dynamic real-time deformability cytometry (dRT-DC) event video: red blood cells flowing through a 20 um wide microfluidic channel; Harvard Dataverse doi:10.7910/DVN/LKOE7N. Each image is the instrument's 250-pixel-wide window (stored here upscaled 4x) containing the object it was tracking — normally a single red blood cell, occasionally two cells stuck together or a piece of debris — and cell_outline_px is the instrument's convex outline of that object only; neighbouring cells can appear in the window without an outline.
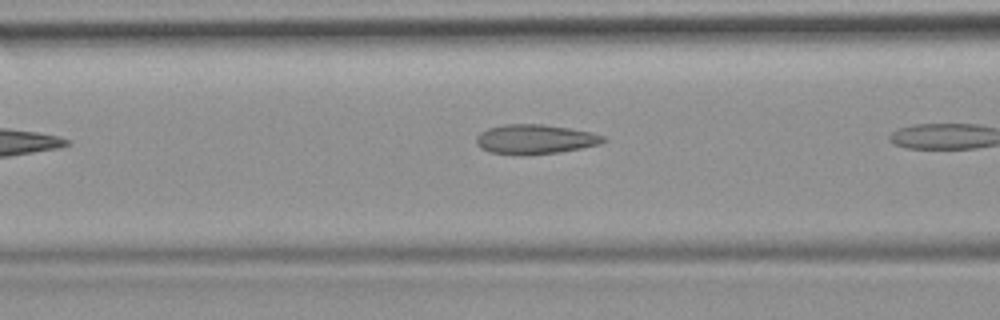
{"species": "common noctule bat (a hibernating species)", "species_latin": "Nyctalus noctula", "temperature_condition": "room temperature", "stored_images_in_passage": 6, "camera_frame_rate_fps": 3000, "um_per_image_px": 0.085, "animal": {"sex": "female", "body_mass_g": 19.9}, "frame": {"image": 1, "passage_image": 5, "time_ms": 4.667, "image_size_px": [1000, 320], "cell_outline_px": [[608, 140], [600, 144], [560, 152], [492, 152], [480, 148], [476, 144], [476, 136], [480, 132], [488, 128], [504, 124], [544, 124], [592, 132], [604, 136]], "centroid_in_image_um": [45.51, 11.78], "position_along_channel_um": 121.1, "area_um2": 21.1}}